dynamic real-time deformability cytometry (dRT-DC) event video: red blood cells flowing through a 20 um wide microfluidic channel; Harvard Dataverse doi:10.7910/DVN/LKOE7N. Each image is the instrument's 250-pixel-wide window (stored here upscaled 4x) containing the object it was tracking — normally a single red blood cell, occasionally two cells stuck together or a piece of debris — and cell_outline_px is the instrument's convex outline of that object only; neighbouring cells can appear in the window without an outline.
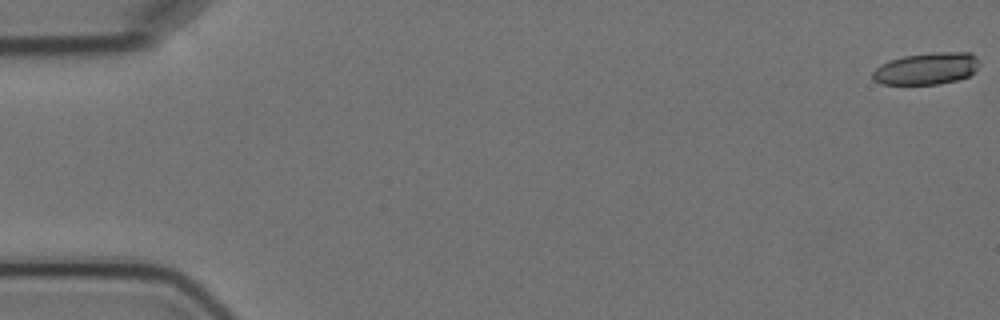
{"species": "Egyptian fruit bat (a non-hibernating species)", "species_latin": "Rousettus aegyptiacus", "temperature_condition": "cold", "stored_images_in_passage": 7, "camera_frame_rate_fps": 3000, "um_per_image_px": 0.085, "animal": {"sex": "female"}, "frame": {"image": 1, "passage_image": 1, "time_ms": 0.0, "image_size_px": [1000, 320], "cell_outline_px": [[980, 64], [968, 76], [956, 80], [940, 84], [880, 84], [872, 80], [872, 72], [880, 64], [904, 56], [932, 52], [972, 52], [976, 56]], "centroid_in_image_um": [78.75, 5.83], "position_along_channel_um": 6.3, "area_um2": 19.88}}
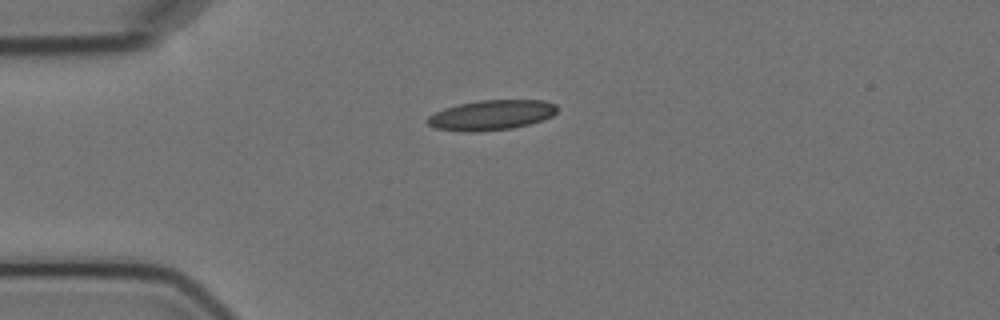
{"frame": {"image": 2, "passage_image": 5, "time_ms": 4.667, "image_size_px": [1000, 320], "cell_outline_px": [[556, 112], [552, 116], [544, 120], [512, 128], [480, 132], [464, 132], [436, 128], [428, 124], [424, 120], [428, 116], [444, 108], [460, 104], [480, 100], [544, 100], [556, 104]], "centroid_in_image_um": [41.76, 9.79], "position_along_channel_um": 43.2, "area_um2": 22.77}}
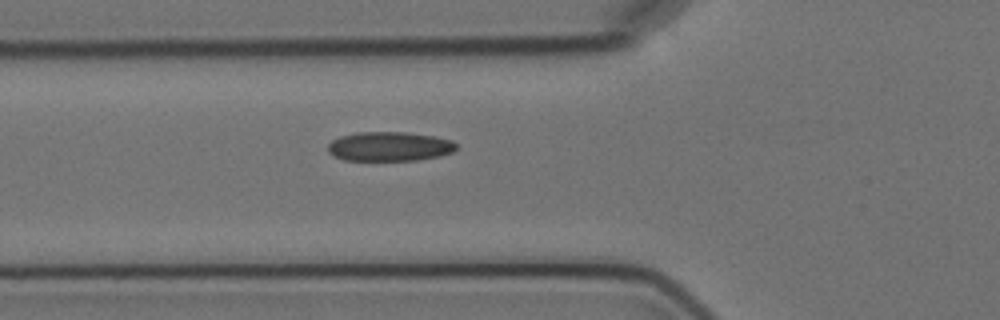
{"frame": {"image": 3, "passage_image": 7, "time_ms": 6.667, "image_size_px": [1000, 320], "cell_outline_px": [[456, 148], [452, 152], [440, 156], [416, 160], [344, 160], [328, 152], [328, 144], [332, 140], [340, 136], [356, 132], [404, 132], [432, 136], [452, 140], [456, 144]], "centroid_in_image_um": [33.09, 12.44], "position_along_channel_um": 92.7, "area_um2": 21.85}}